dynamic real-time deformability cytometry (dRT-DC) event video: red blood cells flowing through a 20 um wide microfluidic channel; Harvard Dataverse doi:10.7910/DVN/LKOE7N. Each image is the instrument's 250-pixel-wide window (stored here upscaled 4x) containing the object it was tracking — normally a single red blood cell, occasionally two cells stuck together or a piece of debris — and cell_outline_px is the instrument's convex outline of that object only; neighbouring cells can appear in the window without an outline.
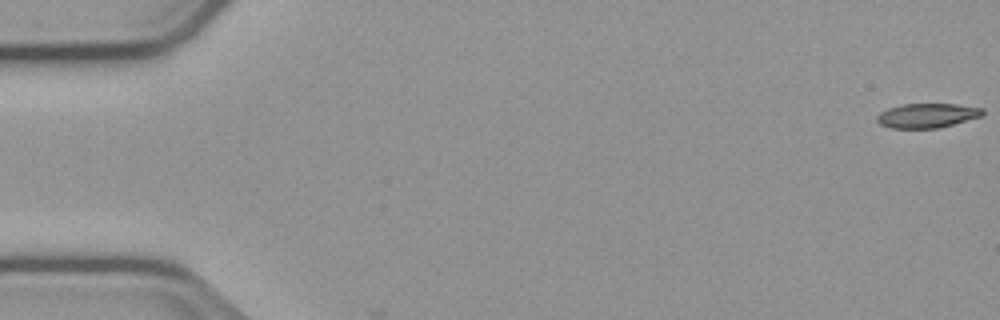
{"species": "common noctule bat (a hibernating species)", "species_latin": "Nyctalus noctula", "temperature_condition": "cold", "stored_images_in_passage": 3, "camera_frame_rate_fps": 3000, "um_per_image_px": 0.085, "animal": {"sex": "male", "body_mass_g": 23.1, "forearm_length_mm": 52.7}, "frame": {"image": 1, "passage_image": 1, "time_ms": 0.0, "image_size_px": [1000, 320], "cell_outline_px": [[984, 112], [980, 116], [940, 128], [892, 128], [880, 124], [876, 120], [876, 116], [880, 112], [888, 108], [900, 104], [956, 104], [984, 108]], "centroid_in_image_um": [78.78, 9.81], "position_along_channel_um": 6.2, "area_um2": 15.03}}